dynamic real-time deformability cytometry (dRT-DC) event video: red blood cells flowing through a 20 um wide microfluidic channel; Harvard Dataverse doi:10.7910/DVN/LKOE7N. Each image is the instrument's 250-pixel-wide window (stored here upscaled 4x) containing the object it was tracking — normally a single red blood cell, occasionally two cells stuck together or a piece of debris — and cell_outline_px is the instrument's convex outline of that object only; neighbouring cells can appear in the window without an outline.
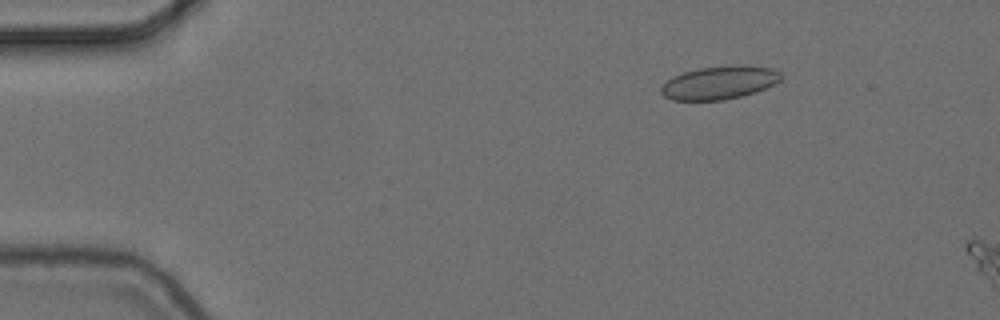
{"species": "common noctule bat (a hibernating species)", "species_latin": "Nyctalus noctula", "temperature_condition": "cold", "stored_images_in_passage": 5, "camera_frame_rate_fps": 3000, "um_per_image_px": 0.085, "animal": {"sex": "female", "body_mass_g": 24.6, "forearm_length_mm": 56.2}, "frame": {"image": 1, "passage_image": 3, "time_ms": 0.667, "image_size_px": [1000, 320], "cell_outline_px": [[784, 76], [780, 80], [756, 92], [724, 100], [672, 100], [664, 96], [660, 92], [660, 88], [672, 76], [696, 68], [740, 64], [772, 68], [780, 72]], "centroid_in_image_um": [61.14, 7.01], "position_along_channel_um": 23.9, "area_um2": 23.29}}